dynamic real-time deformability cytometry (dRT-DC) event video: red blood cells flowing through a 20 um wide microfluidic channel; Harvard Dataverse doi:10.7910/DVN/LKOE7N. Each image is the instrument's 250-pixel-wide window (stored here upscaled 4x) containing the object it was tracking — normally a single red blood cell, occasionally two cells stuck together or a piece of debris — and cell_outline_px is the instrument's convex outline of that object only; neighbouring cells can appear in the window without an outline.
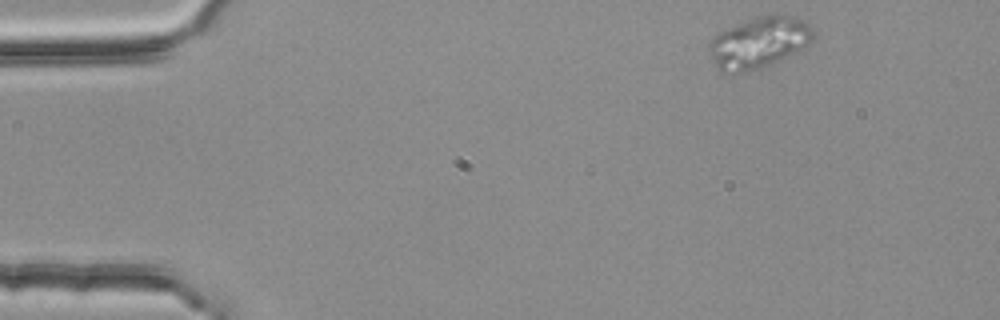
{"species": "common noctule bat (a hibernating species)", "species_latin": "Nyctalus noctula", "temperature_condition": "room temperature", "stored_images_in_passage": 3, "camera_frame_rate_fps": 3000, "um_per_image_px": 0.085, "animal": {"sex": "female", "body_mass_g": 25.1}, "frame": {"image": 1, "passage_image": 3, "time_ms": 0.667, "image_size_px": [1000, 320], "cell_outline_px": [[812, 36], [808, 44], [800, 52], [772, 64], [732, 76], [720, 72], [716, 68], [708, 52], [708, 44], [720, 32], [736, 24], [756, 16], [772, 12], [784, 12], [808, 24], [812, 28]], "centroid_in_image_um": [64.49, 3.63], "position_along_channel_um": 20.5, "area_um2": 31.85}}